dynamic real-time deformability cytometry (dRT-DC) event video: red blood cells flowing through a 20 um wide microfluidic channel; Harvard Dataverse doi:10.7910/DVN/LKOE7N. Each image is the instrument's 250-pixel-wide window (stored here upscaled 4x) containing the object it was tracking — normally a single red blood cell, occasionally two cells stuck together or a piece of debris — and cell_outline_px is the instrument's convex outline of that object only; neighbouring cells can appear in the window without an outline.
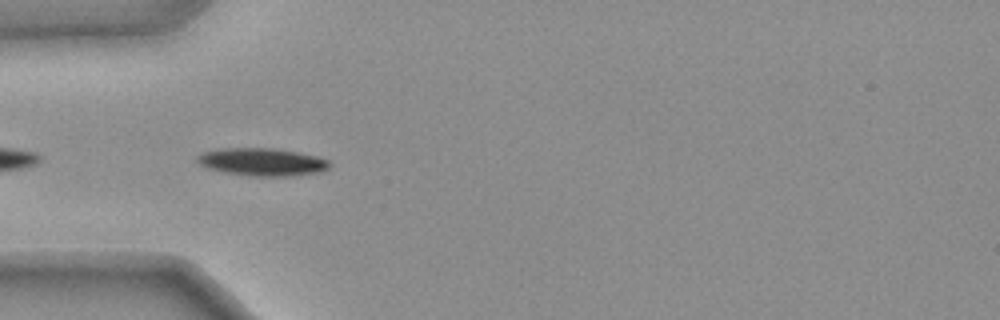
{"species": "common noctule bat (a hibernating species)", "species_latin": "Nyctalus noctula", "temperature_condition": "warm", "stored_images_in_passage": 19, "camera_frame_rate_fps": 3000, "um_per_image_px": 0.085, "animal": {"sex": "female", "body_mass_g": 25.1}, "frame": {"image": 1, "passage_image": 3, "time_ms": 0.667, "image_size_px": [1000, 320], "cell_outline_px": [[328, 168], [320, 172], [288, 176], [248, 176], [224, 172], [208, 168], [200, 164], [196, 160], [196, 156], [204, 152], [220, 148], [272, 148], [296, 152], [316, 156], [328, 160]], "centroid_in_image_um": [22.24, 13.76], "position_along_channel_um": 62.8, "area_um2": 21.21}}
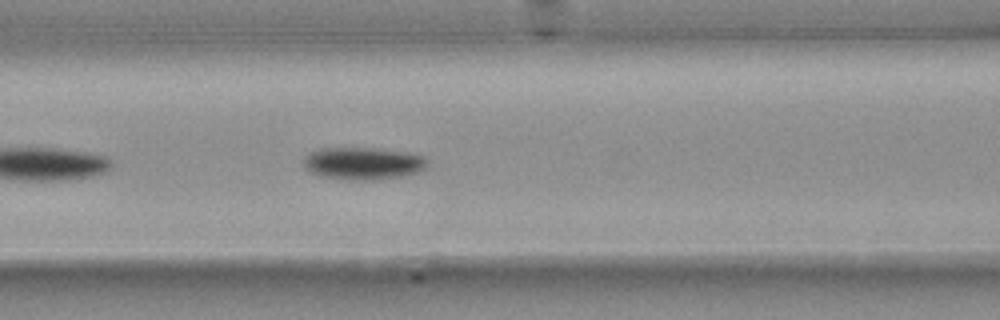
{"frame": {"image": 2, "passage_image": 9, "time_ms": 2.667, "image_size_px": [1000, 320], "cell_outline_px": [[428, 160], [424, 168], [416, 172], [400, 176], [380, 180], [348, 180], [320, 176], [304, 168], [304, 160], [312, 152], [324, 148], [376, 148], [408, 152], [420, 156]], "centroid_in_image_um": [30.86, 13.9], "position_along_channel_um": 135.7, "area_um2": 23.12}}
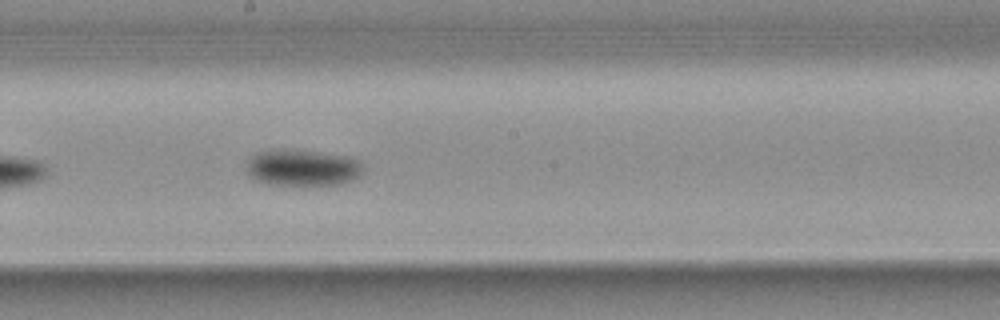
{"frame": {"image": 3, "passage_image": 16, "time_ms": 5.0, "image_size_px": [1000, 320], "cell_outline_px": [[360, 176], [340, 184], [268, 184], [256, 180], [248, 176], [248, 160], [256, 152], [280, 148], [296, 148], [344, 156], [356, 160], [360, 164]], "centroid_in_image_um": [25.63, 14.22], "position_along_channel_um": 222.6, "area_um2": 24.57}}